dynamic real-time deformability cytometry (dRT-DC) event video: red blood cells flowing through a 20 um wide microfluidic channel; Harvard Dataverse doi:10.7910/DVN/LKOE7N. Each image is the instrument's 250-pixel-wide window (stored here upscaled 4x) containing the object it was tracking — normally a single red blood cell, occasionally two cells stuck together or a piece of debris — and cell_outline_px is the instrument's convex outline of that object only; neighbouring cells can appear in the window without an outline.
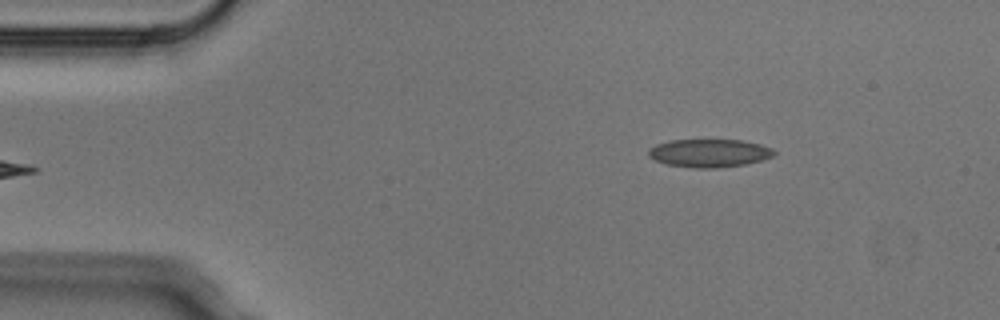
{"species": "Egyptian fruit bat (a non-hibernating species)", "species_latin": "Rousettus aegyptiacus", "temperature_condition": "cold", "stored_images_in_passage": 4, "camera_frame_rate_fps": 3000, "um_per_image_px": 0.085, "animal": {"sex": "male"}, "frame": {"image": 1, "passage_image": 4, "time_ms": 1.0, "image_size_px": [1000, 320], "cell_outline_px": [[776, 152], [772, 156], [760, 160], [744, 164], [716, 168], [692, 168], [664, 164], [648, 156], [648, 148], [656, 144], [672, 140], [744, 140], [760, 144], [772, 148]], "centroid_in_image_um": [60.25, 13.01], "position_along_channel_um": 24.7, "area_um2": 20.58}}